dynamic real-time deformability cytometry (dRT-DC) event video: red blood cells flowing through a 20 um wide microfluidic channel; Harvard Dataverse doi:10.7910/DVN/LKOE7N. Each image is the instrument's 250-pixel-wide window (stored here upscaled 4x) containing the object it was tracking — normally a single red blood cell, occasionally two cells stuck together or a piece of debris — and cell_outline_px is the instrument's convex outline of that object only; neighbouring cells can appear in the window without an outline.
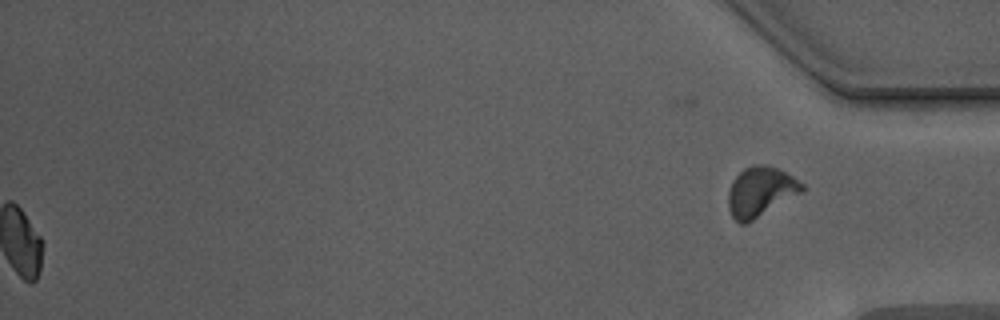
{"species": "Egyptian fruit bat (a non-hibernating species)", "species_latin": "Rousettus aegyptiacus", "temperature_condition": "warm", "stored_images_in_passage": 55, "segment_of_instrument_passage": [2, 2], "camera_frame_rate_fps": 3000, "um_per_image_px": 0.085, "animal": {"sex": "male"}, "frame": {"image": 1, "passage_image": 55, "time_ms": 18.0, "image_size_px": [1000, 320], "cell_outline_px": [[804, 188], [800, 192], [752, 220], [744, 224], [740, 224], [732, 216], [728, 208], [728, 192], [732, 180], [744, 168], [752, 164], [764, 164], [780, 168], [804, 184]], "centroid_in_image_um": [64.6, 16.25], "position_along_channel_um": 370.6, "area_um2": 21.1}}